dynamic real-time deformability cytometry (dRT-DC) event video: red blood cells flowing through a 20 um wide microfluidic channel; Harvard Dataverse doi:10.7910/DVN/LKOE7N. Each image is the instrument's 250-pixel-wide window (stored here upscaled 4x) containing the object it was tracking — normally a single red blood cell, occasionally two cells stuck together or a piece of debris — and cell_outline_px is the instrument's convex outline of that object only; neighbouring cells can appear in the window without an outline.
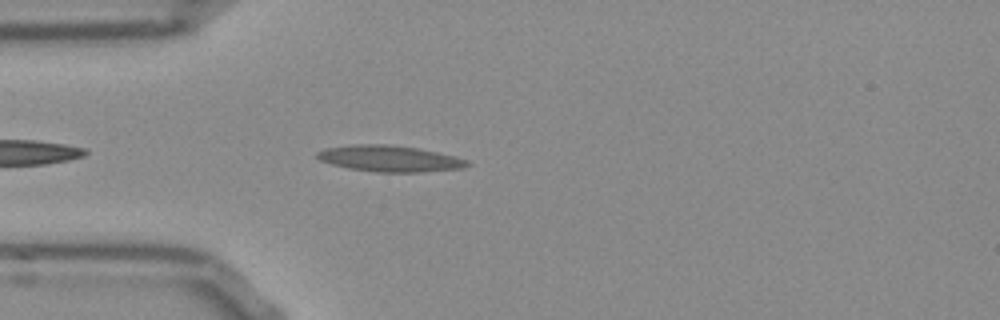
{"species": "Egyptian fruit bat (a non-hibernating species)", "species_latin": "Rousettus aegyptiacus", "temperature_condition": "room temperature", "stored_images_in_passage": 40, "camera_frame_rate_fps": 3000, "um_per_image_px": 0.085, "frame": {"image": 1, "passage_image": 1, "time_ms": 0.0, "image_size_px": [1000, 320], "cell_outline_px": [[472, 164], [464, 168], [416, 172], [380, 172], [348, 168], [332, 164], [320, 160], [316, 156], [316, 152], [324, 148], [356, 144], [388, 144], [416, 148], [456, 156], [468, 160]], "centroid_in_image_um": [33.13, 13.47], "position_along_channel_um": 51.9, "area_um2": 22.83}}
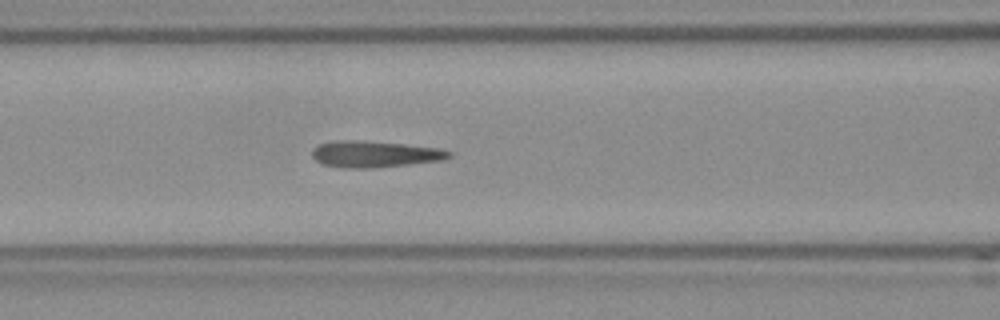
{"frame": {"image": 2, "passage_image": 8, "time_ms": 2.333, "image_size_px": [1000, 320], "cell_outline_px": [[452, 156], [440, 160], [368, 168], [340, 168], [324, 164], [316, 160], [312, 156], [312, 148], [320, 144], [336, 140], [356, 140], [404, 144], [436, 148], [452, 152]], "centroid_in_image_um": [31.78, 13.09], "position_along_channel_um": 134.8, "area_um2": 20.69}}
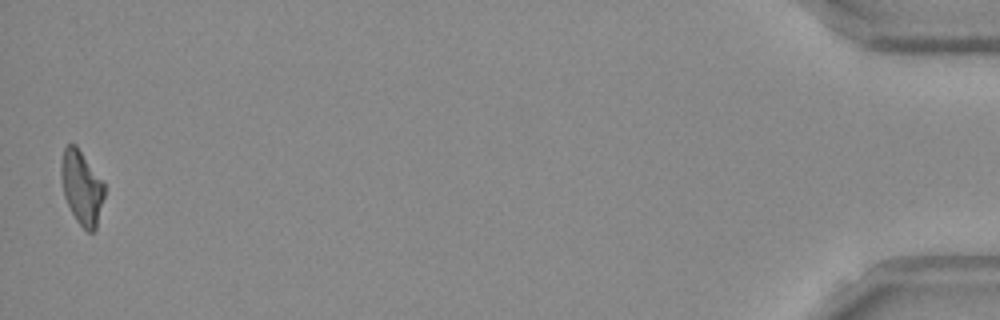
{"frame": {"image": 3, "passage_image": 39, "time_ms": 12.667, "image_size_px": [1000, 320], "cell_outline_px": [[104, 196], [96, 228], [92, 232], [88, 232], [76, 220], [64, 196], [60, 176], [60, 164], [64, 148], [68, 144], [76, 144], [104, 184]], "centroid_in_image_um": [6.92, 15.92], "position_along_channel_um": 428.3, "area_um2": 18.38}, "authors_computed_cell_mechanics": {"area_um2": 20.2878, "velocity_mm_per_s": 3.8021, "shape_relaxation_time_tau1_ms": null, "shape_relaxation_time_tau2_ms": 2.7511, "deformation_change_tau1": null, "deformation_change_tau2": 0.1382}}